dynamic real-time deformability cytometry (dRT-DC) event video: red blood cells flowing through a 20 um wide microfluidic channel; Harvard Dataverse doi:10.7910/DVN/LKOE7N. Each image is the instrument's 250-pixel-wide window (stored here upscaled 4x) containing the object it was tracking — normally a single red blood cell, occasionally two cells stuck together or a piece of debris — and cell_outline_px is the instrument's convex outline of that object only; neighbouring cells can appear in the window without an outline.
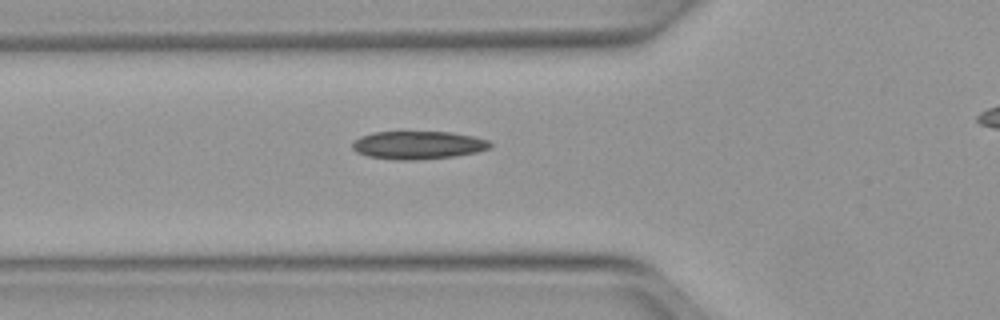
{"species": "Egyptian fruit bat (a non-hibernating species)", "species_latin": "Rousettus aegyptiacus", "temperature_condition": "warm", "stored_images_in_passage": 28, "camera_frame_rate_fps": 3000, "um_per_image_px": 0.085, "animal": {"sex": "female"}, "frame": {"image": 1, "passage_image": 2, "time_ms": 0.333, "image_size_px": [1000, 320], "cell_outline_px": [[492, 148], [476, 152], [456, 156], [416, 160], [396, 160], [368, 156], [356, 152], [352, 148], [352, 140], [360, 136], [372, 132], [452, 132], [472, 136], [488, 140], [492, 144]], "centroid_in_image_um": [35.52, 12.33], "position_along_channel_um": 90.3, "area_um2": 22.72}}
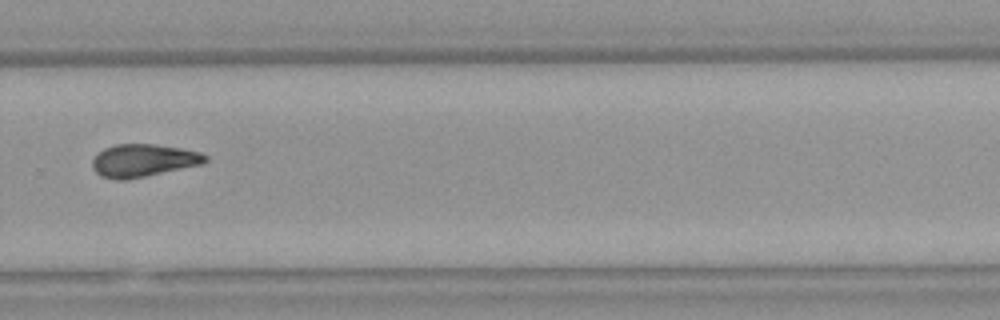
{"frame": {"image": 2, "passage_image": 19, "time_ms": 6.0, "image_size_px": [1000, 320], "cell_outline_px": [[208, 160], [204, 164], [128, 180], [116, 180], [100, 176], [92, 168], [92, 160], [96, 152], [104, 148], [116, 144], [156, 144], [180, 148], [200, 152], [208, 156]], "centroid_in_image_um": [12.17, 13.65], "position_along_channel_um": 317.6, "area_um2": 21.91}}
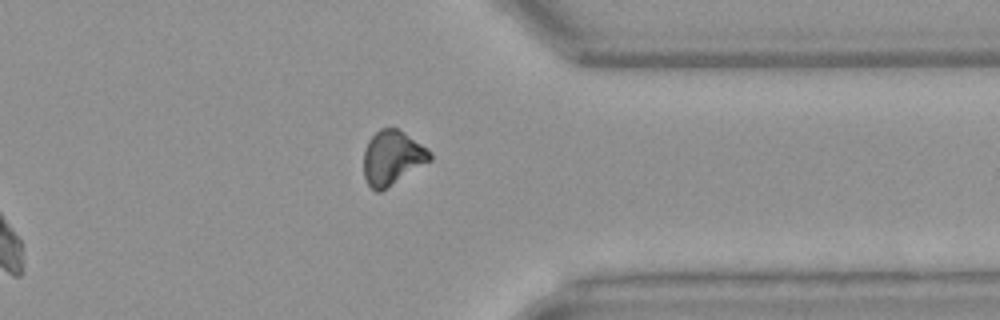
{"frame": {"image": 3, "passage_image": 24, "time_ms": 7.667, "image_size_px": [1000, 320], "cell_outline_px": [[432, 160], [380, 192], [376, 192], [368, 184], [364, 176], [364, 152], [368, 140], [380, 128], [396, 128], [428, 148], [432, 152]], "centroid_in_image_um": [33.35, 13.41], "position_along_channel_um": 378.0, "area_um2": 20.87}}